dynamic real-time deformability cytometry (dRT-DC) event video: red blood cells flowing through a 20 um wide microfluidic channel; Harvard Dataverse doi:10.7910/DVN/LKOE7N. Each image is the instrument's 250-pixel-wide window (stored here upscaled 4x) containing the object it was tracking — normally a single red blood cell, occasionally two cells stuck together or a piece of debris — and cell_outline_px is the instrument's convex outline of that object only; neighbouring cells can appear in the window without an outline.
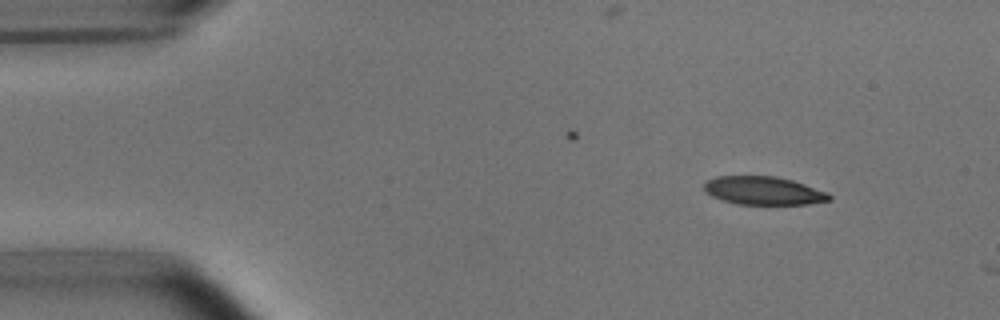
{"species": "common noctule bat (a hibernating species)", "species_latin": "Nyctalus noctula", "temperature_condition": "room temperature", "stored_images_in_passage": 2, "camera_frame_rate_fps": 3000, "um_per_image_px": 0.085, "animal": {"sex": "male", "body_mass_g": 15.6}, "frame": {"image": 1, "passage_image": 1, "time_ms": 0.0, "image_size_px": [1000, 320], "cell_outline_px": [[832, 200], [808, 204], [736, 204], [712, 196], [704, 192], [704, 184], [708, 180], [716, 176], [776, 176], [792, 180], [828, 192], [832, 196]], "centroid_in_image_um": [64.91, 16.2], "position_along_channel_um": 20.1, "area_um2": 20.63}}